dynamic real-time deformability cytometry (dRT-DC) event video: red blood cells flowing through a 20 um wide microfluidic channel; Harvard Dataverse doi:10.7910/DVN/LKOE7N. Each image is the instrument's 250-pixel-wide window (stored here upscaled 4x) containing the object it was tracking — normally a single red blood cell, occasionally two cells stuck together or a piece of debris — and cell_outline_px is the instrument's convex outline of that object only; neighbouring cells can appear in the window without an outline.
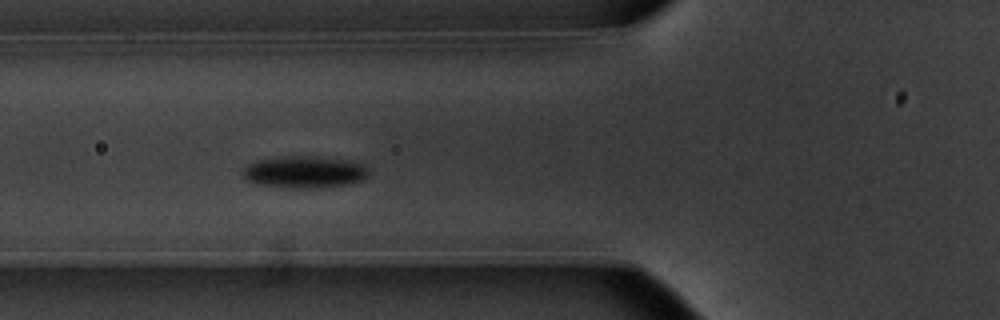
{"species": "common noctule bat (a hibernating species)", "species_latin": "Nyctalus noctula", "temperature_condition": "warm", "stored_images_in_passage": 23, "camera_frame_rate_fps": 3000, "um_per_image_px": 0.085, "animal": {"sex": "male", "body_mass_g": 20.1, "forearm_length_mm": 53.5}, "frame": {"image": 1, "passage_image": 3, "time_ms": 0.667, "image_size_px": [1000, 320], "cell_outline_px": [[368, 176], [360, 180], [344, 184], [312, 188], [292, 188], [256, 184], [240, 176], [240, 172], [248, 164], [256, 160], [284, 156], [308, 156], [352, 160], [364, 164], [368, 168]], "centroid_in_image_um": [25.83, 14.61], "position_along_channel_um": 100.0, "area_um2": 23.52}}
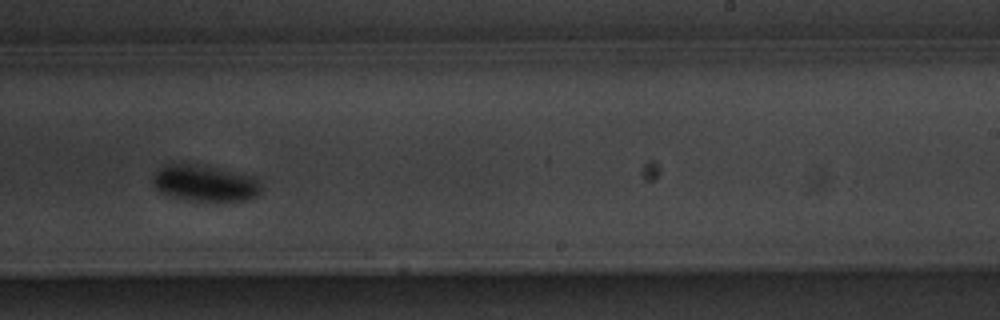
{"frame": {"image": 2, "passage_image": 17, "time_ms": 5.333, "image_size_px": [1000, 320], "cell_outline_px": [[260, 192], [256, 196], [244, 200], [200, 200], [172, 196], [160, 192], [152, 184], [152, 176], [160, 168], [168, 164], [180, 160], [220, 168], [252, 176], [260, 184]], "centroid_in_image_um": [17.35, 15.51], "position_along_channel_um": 271.6, "area_um2": 22.95}}
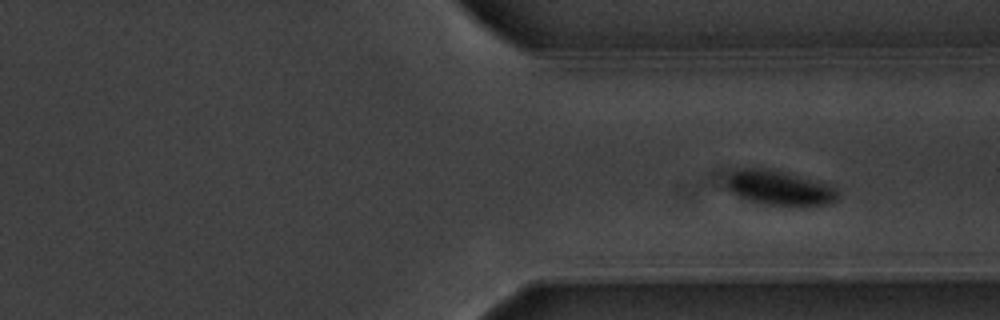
{"frame": {"image": 3, "passage_image": 23, "time_ms": 7.333, "image_size_px": [1000, 320], "cell_outline_px": [[836, 196], [832, 200], [824, 204], [764, 204], [748, 200], [732, 192], [728, 188], [728, 180], [736, 168], [764, 168], [828, 184], [836, 188]], "centroid_in_image_um": [66.18, 15.95], "position_along_channel_um": 345.2, "area_um2": 21.15}}